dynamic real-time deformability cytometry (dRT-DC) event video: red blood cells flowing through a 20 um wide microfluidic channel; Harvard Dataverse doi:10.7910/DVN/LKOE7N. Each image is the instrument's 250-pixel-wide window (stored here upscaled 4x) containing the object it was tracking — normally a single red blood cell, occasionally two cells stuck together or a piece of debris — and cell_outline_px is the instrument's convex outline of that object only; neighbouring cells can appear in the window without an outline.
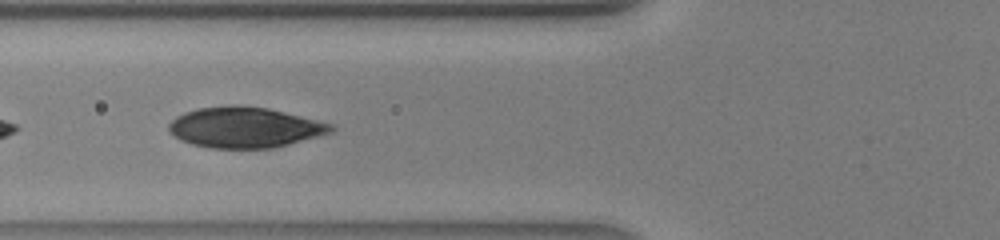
{"species": "human", "species_latin": "Homo sapiens", "temperature_condition": "warm", "stored_images_in_passage": 19, "camera_frame_rate_fps": 3000, "um_per_image_px": 0.085, "donor": {"sex": "male"}, "frame": {"image": 1, "passage_image": 16, "time_ms": 5.0, "image_size_px": [1000, 240], "cell_outline_px": [[336, 128], [332, 132], [288, 144], [272, 148], [208, 148], [192, 144], [180, 140], [168, 128], [168, 124], [176, 116], [184, 112], [196, 108], [228, 104], [240, 104], [268, 108], [336, 124]], "centroid_in_image_um": [20.81, 10.81], "position_along_channel_um": 105.0, "area_um2": 38.73}}